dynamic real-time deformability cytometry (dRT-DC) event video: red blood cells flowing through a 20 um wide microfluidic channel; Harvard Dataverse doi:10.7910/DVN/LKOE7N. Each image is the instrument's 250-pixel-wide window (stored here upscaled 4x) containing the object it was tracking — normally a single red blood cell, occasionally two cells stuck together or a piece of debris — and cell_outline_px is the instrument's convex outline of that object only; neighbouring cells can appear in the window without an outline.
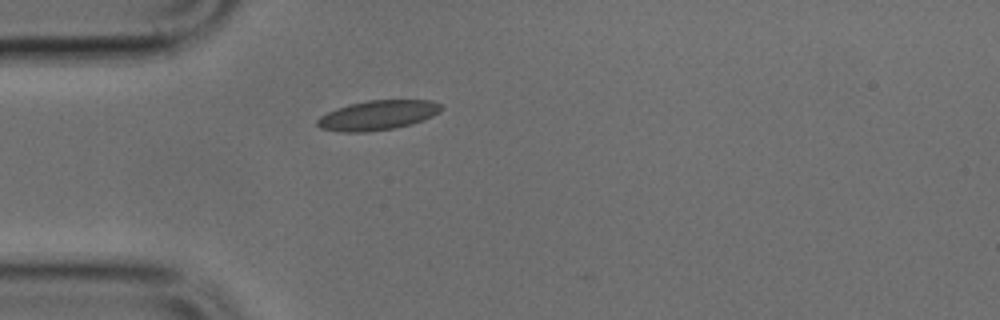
{"species": "common noctule bat (a hibernating species)", "species_latin": "Nyctalus noctula", "temperature_condition": "cold", "stored_images_in_passage": 35, "camera_frame_rate_fps": 3000, "um_per_image_px": 0.085, "animal": {"sex": "male", "body_mass_g": 17.9, "forearm_length_mm": 54.2}, "frame": {"image": 1, "passage_image": 1, "time_ms": 0.0, "image_size_px": [1000, 320], "cell_outline_px": [[440, 112], [432, 116], [412, 124], [396, 128], [364, 132], [340, 132], [320, 128], [316, 124], [316, 120], [320, 116], [336, 108], [348, 104], [368, 100], [432, 100], [440, 104]], "centroid_in_image_um": [32.07, 9.79], "position_along_channel_um": 52.9, "area_um2": 21.44}}
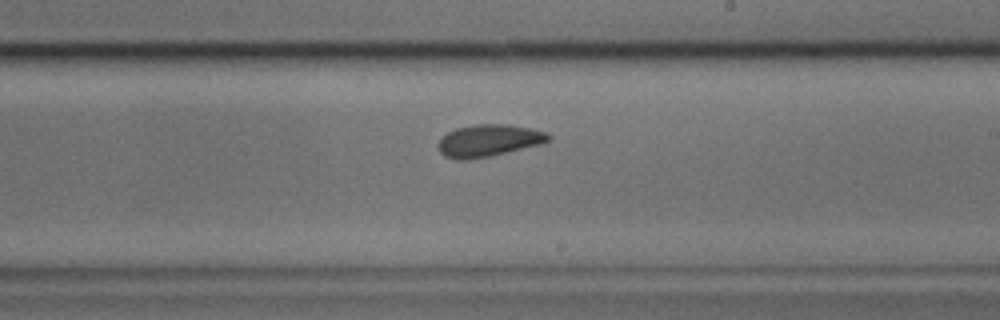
{"frame": {"image": 2, "passage_image": 16, "time_ms": 5.0, "image_size_px": [1000, 320], "cell_outline_px": [[552, 140], [540, 144], [488, 156], [468, 160], [456, 160], [444, 156], [440, 152], [436, 144], [448, 132], [456, 128], [476, 124], [508, 124], [532, 128], [544, 132], [552, 136]], "centroid_in_image_um": [41.52, 11.94], "position_along_channel_um": 247.5, "area_um2": 20.58}}
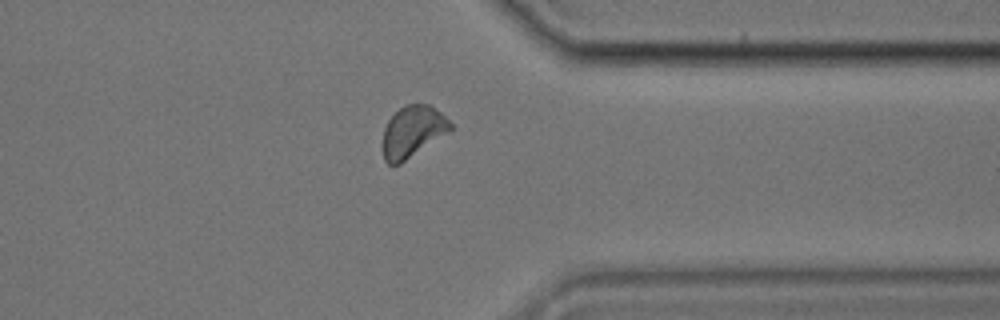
{"frame": {"image": 3, "passage_image": 26, "time_ms": 8.333, "image_size_px": [1000, 320], "cell_outline_px": [[452, 128], [448, 132], [400, 164], [388, 164], [384, 160], [384, 128], [388, 120], [404, 104], [428, 104], [440, 112], [452, 124]], "centroid_in_image_um": [35.07, 11.17], "position_along_channel_um": 376.3, "area_um2": 19.83}}